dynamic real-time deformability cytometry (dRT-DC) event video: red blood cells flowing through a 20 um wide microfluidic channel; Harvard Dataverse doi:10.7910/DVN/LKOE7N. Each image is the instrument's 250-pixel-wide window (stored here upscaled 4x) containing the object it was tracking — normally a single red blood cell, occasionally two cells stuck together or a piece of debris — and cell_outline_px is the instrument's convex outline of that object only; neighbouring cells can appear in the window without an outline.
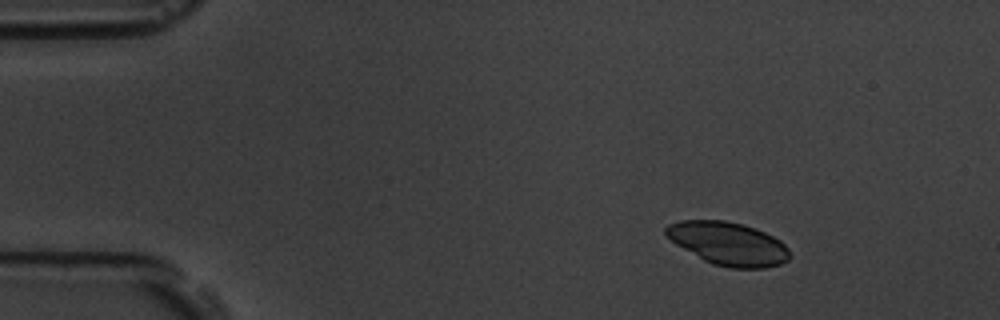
{"species": "common noctule bat (a hibernating species)", "species_latin": "Nyctalus noctula", "temperature_condition": "room temperature", "stored_images_in_passage": 5, "camera_frame_rate_fps": 3000, "um_per_image_px": 0.085, "animal": {"sex": "male", "body_mass_g": 19.5, "forearm_length_mm": 54.6}, "frame": {"image": 1, "passage_image": 2, "time_ms": 1.0, "image_size_px": [1000, 320], "cell_outline_px": [[792, 256], [788, 260], [780, 264], [764, 268], [728, 268], [712, 264], [704, 260], [676, 244], [664, 232], [664, 228], [668, 224], [680, 220], [724, 220], [744, 224], [756, 228], [780, 240], [788, 248]], "centroid_in_image_um": [61.92, 20.7], "position_along_channel_um": 23.1, "area_um2": 31.21}}